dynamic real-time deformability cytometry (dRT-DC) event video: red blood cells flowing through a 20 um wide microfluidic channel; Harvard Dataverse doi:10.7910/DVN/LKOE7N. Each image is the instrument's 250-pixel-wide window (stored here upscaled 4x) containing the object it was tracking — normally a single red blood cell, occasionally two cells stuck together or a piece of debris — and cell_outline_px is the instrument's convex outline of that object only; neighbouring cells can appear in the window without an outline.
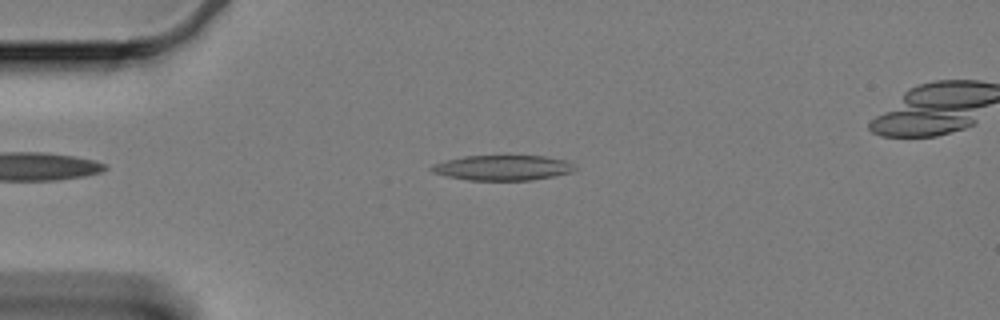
{"species": "Egyptian fruit bat (a non-hibernating species)", "species_latin": "Rousettus aegyptiacus", "temperature_condition": "cold", "stored_images_in_passage": 10, "camera_frame_rate_fps": 3000, "um_per_image_px": 0.085, "animal": {"sex": "female"}, "frame": {"image": 1, "passage_image": 4, "time_ms": 1.0, "image_size_px": [1000, 320], "cell_outline_px": [[576, 168], [568, 172], [552, 176], [532, 180], [468, 180], [448, 176], [432, 172], [428, 168], [432, 164], [464, 156], [508, 152], [544, 156], [568, 160]], "centroid_in_image_um": [42.71, 14.19], "position_along_channel_um": 42.3, "area_um2": 21.96}}
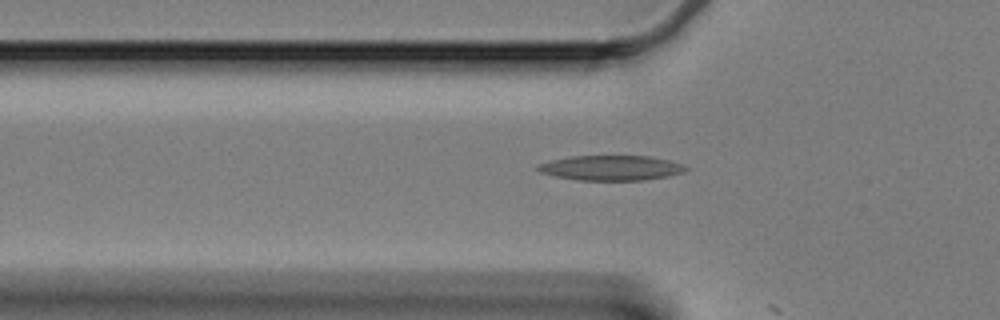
{"frame": {"image": 2, "passage_image": 9, "time_ms": 2.667, "image_size_px": [1000, 320], "cell_outline_px": [[688, 168], [684, 172], [668, 176], [640, 180], [576, 180], [556, 176], [540, 172], [536, 168], [536, 164], [568, 156], [648, 156], [668, 160], [684, 164]], "centroid_in_image_um": [51.92, 14.26], "position_along_channel_um": 73.9, "area_um2": 21.5}}